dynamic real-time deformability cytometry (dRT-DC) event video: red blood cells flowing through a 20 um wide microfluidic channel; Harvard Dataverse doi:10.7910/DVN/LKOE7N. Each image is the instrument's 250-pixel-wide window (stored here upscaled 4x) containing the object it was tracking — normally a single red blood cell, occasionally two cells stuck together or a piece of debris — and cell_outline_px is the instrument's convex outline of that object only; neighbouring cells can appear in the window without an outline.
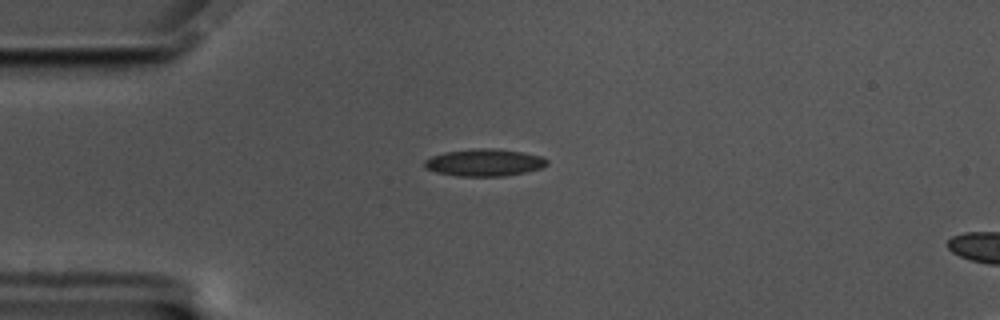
{"species": "common noctule bat (a hibernating species)", "species_latin": "Nyctalus noctula", "temperature_condition": "cold", "stored_images_in_passage": 46, "camera_frame_rate_fps": 3000, "um_per_image_px": 0.085, "animal": {"sex": "male", "body_mass_g": 17.5, "forearm_length_mm": 52.3}, "frame": {"image": 1, "passage_image": 1, "time_ms": 0.0, "image_size_px": [1000, 320], "cell_outline_px": [[548, 164], [540, 168], [524, 172], [504, 176], [456, 176], [436, 172], [424, 168], [424, 160], [432, 156], [444, 152], [480, 148], [492, 148], [520, 152], [540, 156], [548, 160]], "centroid_in_image_um": [41.13, 13.82], "position_along_channel_um": 43.9, "area_um2": 19.25}}
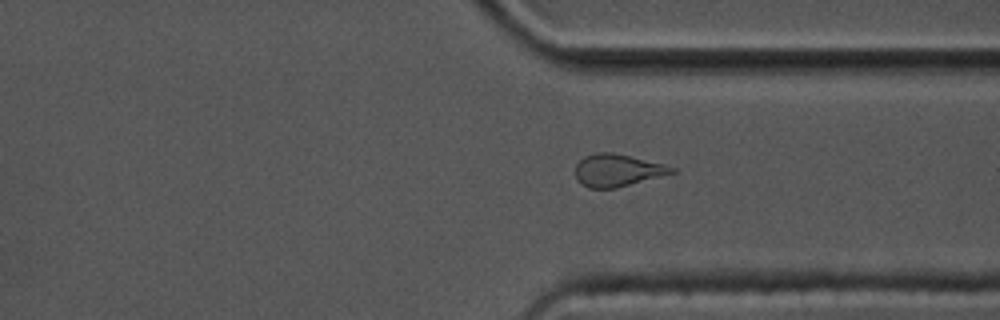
{"frame": {"image": 2, "passage_image": 31, "time_ms": 10.0, "image_size_px": [1000, 320], "cell_outline_px": [[676, 172], [616, 188], [588, 188], [580, 184], [576, 180], [576, 164], [584, 156], [596, 152], [612, 152], [632, 156], [664, 164], [676, 168]], "centroid_in_image_um": [52.46, 14.47], "position_along_channel_um": 358.9, "area_um2": 18.26}}
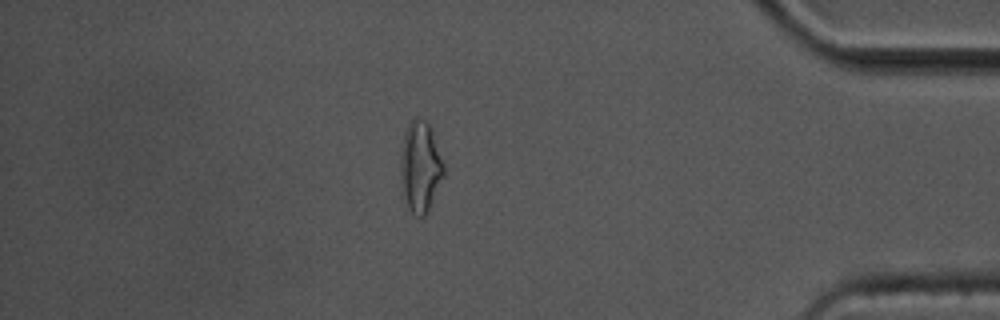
{"frame": {"image": 3, "passage_image": 38, "time_ms": 12.333, "image_size_px": [1000, 320], "cell_outline_px": [[444, 176], [428, 212], [424, 216], [416, 216], [408, 208], [404, 196], [400, 164], [400, 152], [404, 132], [408, 124], [416, 116], [428, 120], [432, 128], [444, 164]], "centroid_in_image_um": [35.74, 14.12], "position_along_channel_um": 399.5, "area_um2": 23.18}, "authors_computed_cell_mechanics": {"area_um2": 18.9584, "velocity_mm_per_s": 3.3367, "shape_relaxation_time_tau1_ms": 4.9483, "shape_relaxation_time_tau2_ms": 2.3527, "deformation_change_tau1": 0.151, "deformation_change_tau2": 0.0998}}